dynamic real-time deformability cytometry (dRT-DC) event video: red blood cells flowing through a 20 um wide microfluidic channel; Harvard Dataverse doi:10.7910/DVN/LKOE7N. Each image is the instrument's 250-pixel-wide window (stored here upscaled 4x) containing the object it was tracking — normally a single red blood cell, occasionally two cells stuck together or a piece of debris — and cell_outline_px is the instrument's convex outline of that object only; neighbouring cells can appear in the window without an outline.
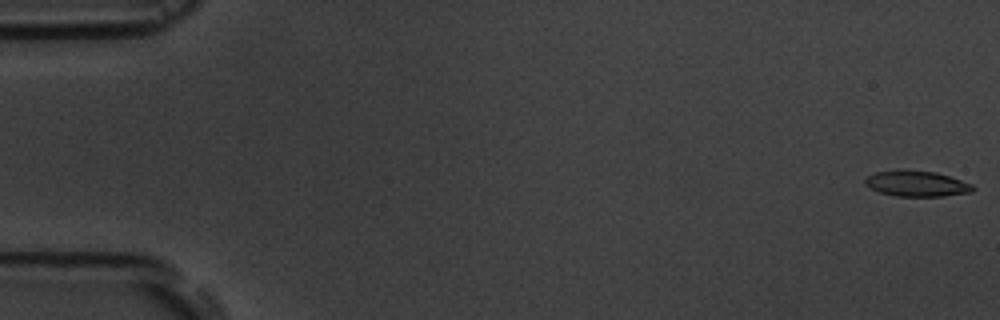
{"species": "common noctule bat (a hibernating species)", "species_latin": "Nyctalus noctula", "temperature_condition": "room temperature", "stored_images_in_passage": 5, "camera_frame_rate_fps": 3000, "um_per_image_px": 0.085, "animal": {"sex": "male", "body_mass_g": 19.5, "forearm_length_mm": 54.6}, "frame": {"image": 1, "passage_image": 1, "time_ms": 0.0, "image_size_px": [1000, 320], "cell_outline_px": [[976, 188], [972, 192], [944, 196], [896, 196], [880, 192], [872, 188], [864, 180], [868, 176], [876, 172], [900, 168], [904, 168], [936, 172], [972, 184]], "centroid_in_image_um": [77.94, 15.58], "position_along_channel_um": 7.1, "area_um2": 16.24}}
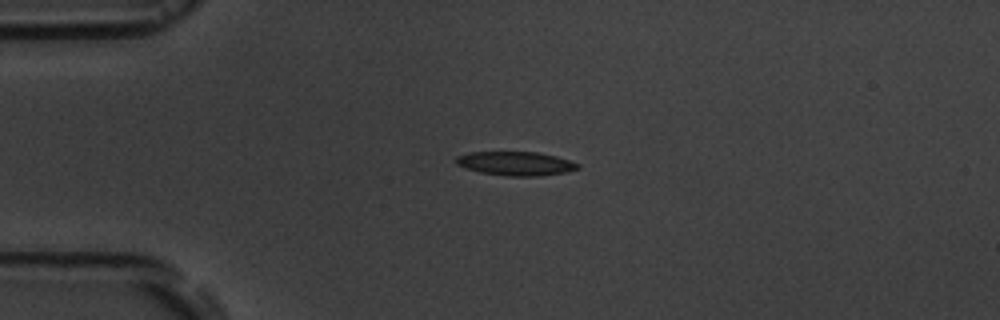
{"frame": {"image": 2, "passage_image": 4, "time_ms": 4.333, "image_size_px": [1000, 320], "cell_outline_px": [[580, 168], [568, 172], [540, 176], [508, 176], [480, 172], [456, 164], [456, 156], [472, 152], [536, 152], [556, 156], [580, 164]], "centroid_in_image_um": [43.88, 13.9], "position_along_channel_um": 41.1, "area_um2": 16.88}}